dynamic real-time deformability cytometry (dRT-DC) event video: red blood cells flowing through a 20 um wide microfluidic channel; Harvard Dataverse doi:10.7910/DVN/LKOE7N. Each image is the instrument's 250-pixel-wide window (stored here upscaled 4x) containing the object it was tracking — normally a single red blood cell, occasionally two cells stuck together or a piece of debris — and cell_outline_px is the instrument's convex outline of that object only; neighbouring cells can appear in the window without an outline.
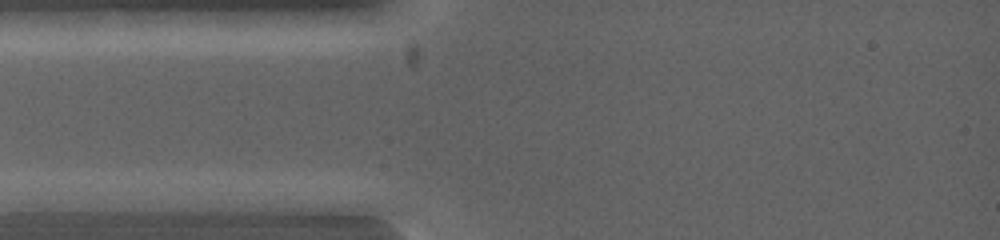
{"species": "common noctule bat (a hibernating species)", "species_latin": "Nyctalus noctula", "temperature_condition": "warm", "stored_images_in_passage": 3, "camera_frame_rate_fps": 5000, "um_per_image_px": 0.085, "animal": {"sex": "female", "body_mass_g": 19.0, "forearm_length_mm": 53.3}, "frame": {"image": 1, "passage_image": 1, "time_ms": 0.0, "image_size_px": [1000, 240], "cell_outline_px": [[124, 200], [112, 208], [60, 212], [20, 212], [12, 200], [96, 192], [116, 192]], "centroid_in_image_um": [5.92, 17.22], "position_along_channel_um": 79.1, "area_um2": 11.73}}